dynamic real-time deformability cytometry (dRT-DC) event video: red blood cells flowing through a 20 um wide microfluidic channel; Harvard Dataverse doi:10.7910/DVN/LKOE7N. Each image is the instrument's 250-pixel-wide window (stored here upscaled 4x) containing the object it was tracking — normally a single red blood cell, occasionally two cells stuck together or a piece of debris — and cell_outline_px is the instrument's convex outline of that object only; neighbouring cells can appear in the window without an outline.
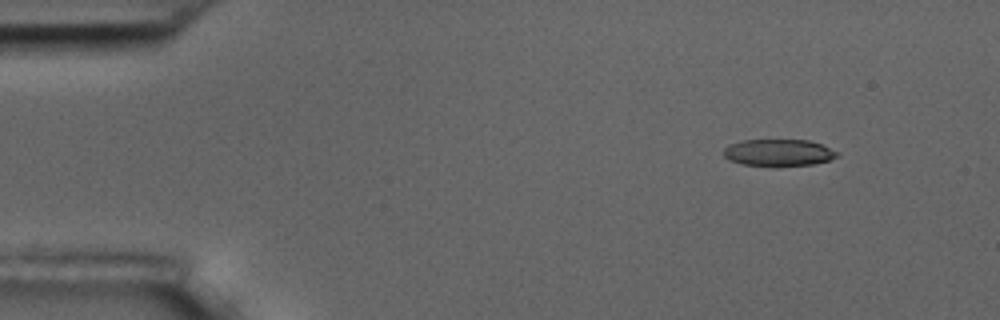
{"species": "common noctule bat (a hibernating species)", "species_latin": "Nyctalus noctula", "temperature_condition": "room temperature", "stored_images_in_passage": 4, "camera_frame_rate_fps": 3000, "um_per_image_px": 0.085, "animal": {"sex": "male", "body_mass_g": 17.5, "forearm_length_mm": 52.3}, "frame": {"image": 1, "passage_image": 1, "time_ms": 0.0, "image_size_px": [1000, 320], "cell_outline_px": [[840, 156], [828, 160], [812, 164], [740, 164], [728, 160], [724, 156], [724, 148], [728, 144], [740, 140], [808, 140], [820, 144], [840, 152]], "centroid_in_image_um": [66.16, 12.94], "position_along_channel_um": 18.8, "area_um2": 17.34}}
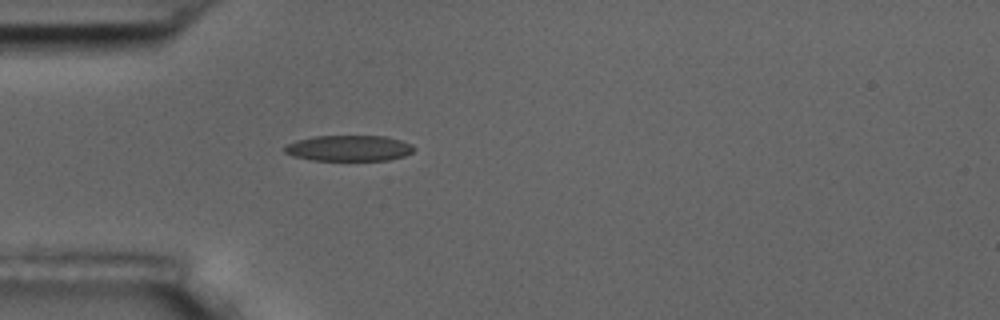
{"frame": {"image": 2, "passage_image": 4, "time_ms": 3.333, "image_size_px": [1000, 320], "cell_outline_px": [[416, 148], [412, 152], [404, 156], [388, 160], [312, 160], [292, 156], [284, 152], [284, 148], [288, 144], [296, 140], [316, 136], [388, 136], [412, 144]], "centroid_in_image_um": [29.68, 12.59], "position_along_channel_um": 55.3, "area_um2": 19.48}}